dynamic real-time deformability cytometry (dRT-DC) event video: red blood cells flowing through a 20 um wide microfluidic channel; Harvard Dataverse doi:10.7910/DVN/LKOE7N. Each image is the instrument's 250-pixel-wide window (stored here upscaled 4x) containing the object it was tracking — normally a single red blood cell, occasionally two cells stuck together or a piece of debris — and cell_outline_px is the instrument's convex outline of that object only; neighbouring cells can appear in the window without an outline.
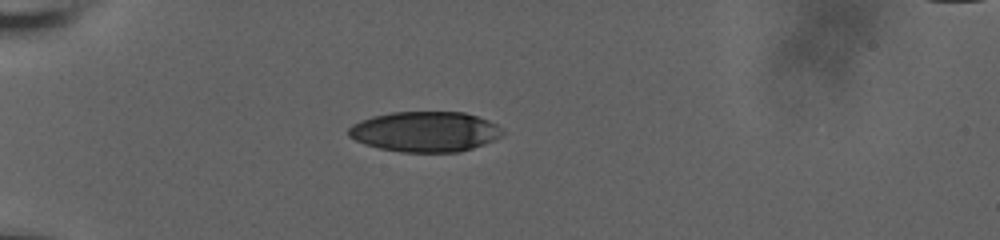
{"species": "human", "species_latin": "Homo sapiens", "temperature_condition": "room temperature", "stored_images_in_passage": 45, "camera_frame_rate_fps": 3000, "um_per_image_px": 0.085, "donor": {"sex": "male"}, "frame": {"image": 1, "passage_image": 9, "time_ms": 2.667, "image_size_px": [1000, 240], "cell_outline_px": [[504, 132], [500, 136], [484, 144], [460, 152], [400, 152], [380, 148], [364, 144], [348, 136], [348, 128], [352, 124], [360, 120], [372, 116], [392, 112], [464, 112], [488, 120], [496, 124]], "centroid_in_image_um": [36.1, 11.19], "position_along_channel_um": 48.9, "area_um2": 36.13}}
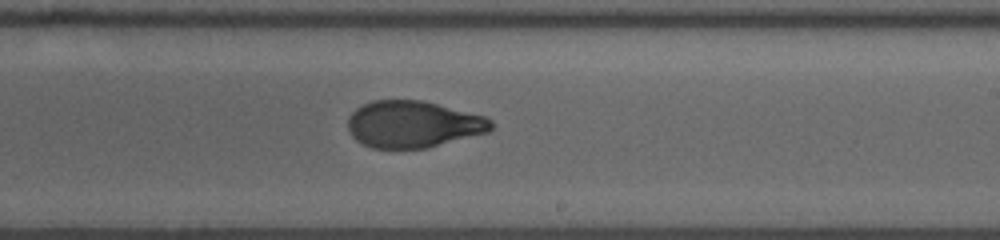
{"frame": {"image": 2, "passage_image": 26, "time_ms": 8.333, "image_size_px": [1000, 240], "cell_outline_px": [[492, 128], [488, 132], [428, 148], [372, 148], [356, 140], [352, 136], [348, 128], [348, 116], [356, 108], [372, 100], [420, 100], [484, 116], [492, 120]], "centroid_in_image_um": [35.09, 10.57], "position_along_channel_um": 253.9, "area_um2": 38.84}}
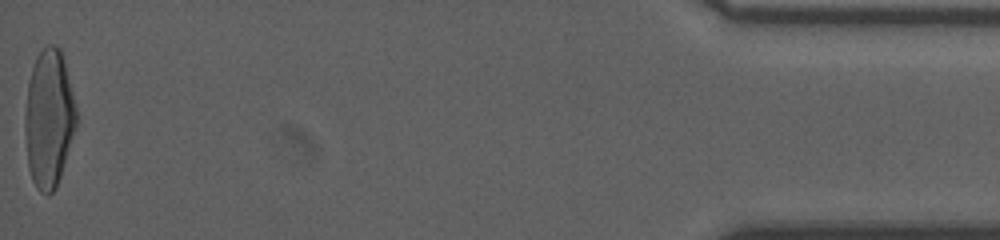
{"frame": {"image": 3, "passage_image": 45, "time_ms": 14.667, "image_size_px": [1000, 240], "cell_outline_px": [[76, 128], [56, 188], [48, 196], [40, 192], [36, 188], [32, 180], [28, 168], [24, 128], [24, 120], [28, 80], [36, 56], [48, 44], [52, 44], [60, 48], [72, 92], [76, 108]], "centroid_in_image_um": [4.13, 10.11], "position_along_channel_um": 431.1, "area_um2": 41.21}, "authors_computed_cell_mechanics": {"area_um2": 39.8242, "velocity_mm_per_s": 3.7591, "shape_relaxation_time_tau1_ms": 6.0667, "shape_relaxation_time_tau2_ms": 0.9239, "deformation_change_tau1": 0.2345, "deformation_change_tau2": 0.0656}}